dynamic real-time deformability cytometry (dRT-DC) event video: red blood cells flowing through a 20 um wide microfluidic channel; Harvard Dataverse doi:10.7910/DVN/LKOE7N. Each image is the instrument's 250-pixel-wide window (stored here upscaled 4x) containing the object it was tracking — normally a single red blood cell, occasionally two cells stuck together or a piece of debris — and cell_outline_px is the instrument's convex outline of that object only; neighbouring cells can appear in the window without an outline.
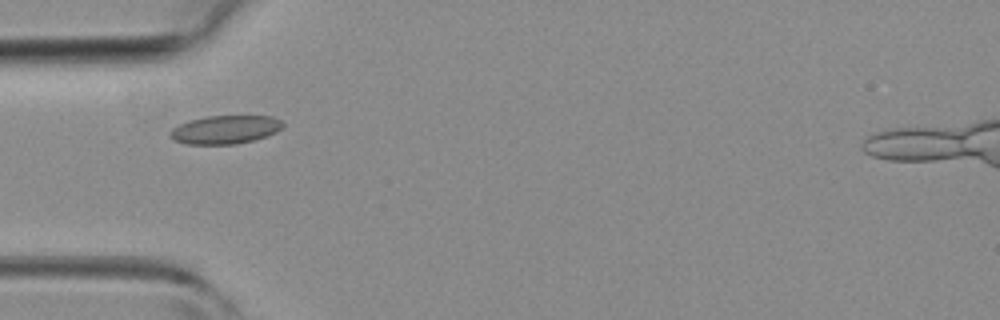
{"species": "common noctule bat (a hibernating species)", "species_latin": "Nyctalus noctula", "temperature_condition": "room temperature", "stored_images_in_passage": 3, "camera_frame_rate_fps": 3000, "um_per_image_px": 0.085, "animal": {"sex": "female", "body_mass_g": 19.3, "forearm_length_mm": 54.1}, "frame": {"image": 1, "passage_image": 3, "time_ms": 2.667, "image_size_px": [1000, 320], "cell_outline_px": [[284, 124], [276, 132], [252, 140], [236, 144], [188, 144], [172, 140], [168, 136], [168, 132], [172, 128], [188, 120], [208, 116], [272, 116], [280, 120]], "centroid_in_image_um": [19.07, 11.01], "position_along_channel_um": 65.9, "area_um2": 18.61}}